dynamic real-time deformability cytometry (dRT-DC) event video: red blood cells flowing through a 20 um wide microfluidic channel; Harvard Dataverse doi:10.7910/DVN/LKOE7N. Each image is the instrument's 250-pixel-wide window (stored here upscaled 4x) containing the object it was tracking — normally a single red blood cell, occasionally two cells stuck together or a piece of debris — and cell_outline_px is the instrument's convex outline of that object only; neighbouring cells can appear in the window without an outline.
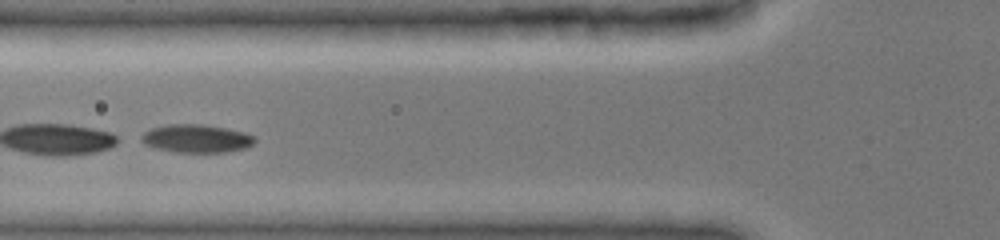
{"species": "common noctule bat (a hibernating species)", "species_latin": "Nyctalus noctula", "temperature_condition": "cold", "stored_images_in_passage": 16, "camera_frame_rate_fps": 3000, "um_per_image_px": 0.085, "animal": {"sex": "female", "body_mass_g": 19.0, "forearm_length_mm": 51.5}, "frame": {"image": 1, "passage_image": 14, "time_ms": 4.333, "image_size_px": [1000, 240], "cell_outline_px": [[256, 140], [252, 144], [244, 148], [228, 152], [176, 152], [156, 148], [144, 144], [136, 140], [144, 132], [152, 128], [164, 124], [204, 124], [228, 128], [244, 132], [256, 136]], "centroid_in_image_um": [16.66, 11.76], "position_along_channel_um": 109.1, "area_um2": 18.9}}